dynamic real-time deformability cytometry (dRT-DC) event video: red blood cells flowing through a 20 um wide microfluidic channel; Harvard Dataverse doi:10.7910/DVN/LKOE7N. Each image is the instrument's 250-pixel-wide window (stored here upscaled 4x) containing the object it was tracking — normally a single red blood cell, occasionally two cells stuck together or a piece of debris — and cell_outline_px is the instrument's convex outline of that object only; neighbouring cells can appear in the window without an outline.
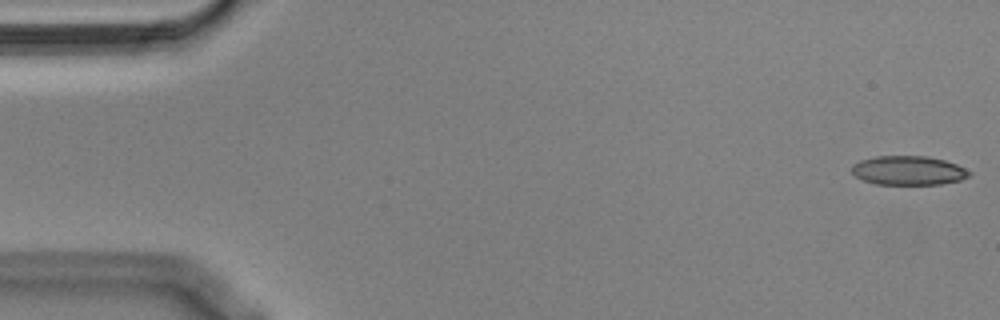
{"species": "Egyptian fruit bat (a non-hibernating species)", "species_latin": "Rousettus aegyptiacus", "temperature_condition": "cold", "stored_images_in_passage": 54, "camera_frame_rate_fps": 3000, "um_per_image_px": 0.085, "animal": {"sex": "male"}, "frame": {"image": 1, "passage_image": 1, "time_ms": 0.0, "image_size_px": [1000, 320], "cell_outline_px": [[972, 176], [960, 180], [940, 184], [876, 184], [864, 180], [856, 176], [852, 172], [852, 164], [860, 160], [876, 156], [928, 156], [944, 160], [956, 164], [972, 172]], "centroid_in_image_um": [77.23, 14.48], "position_along_channel_um": 7.8, "area_um2": 19.94}}
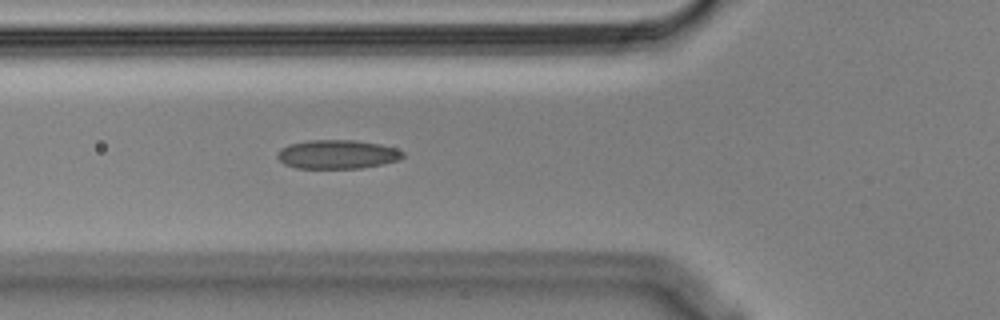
{"frame": {"image": 2, "passage_image": 19, "time_ms": 6.0, "image_size_px": [1000, 320], "cell_outline_px": [[404, 156], [400, 160], [360, 168], [296, 168], [284, 164], [276, 156], [280, 148], [288, 144], [308, 140], [356, 140], [380, 144], [396, 148], [404, 152]], "centroid_in_image_um": [28.66, 13.11], "position_along_channel_um": 97.1, "area_um2": 21.21}}
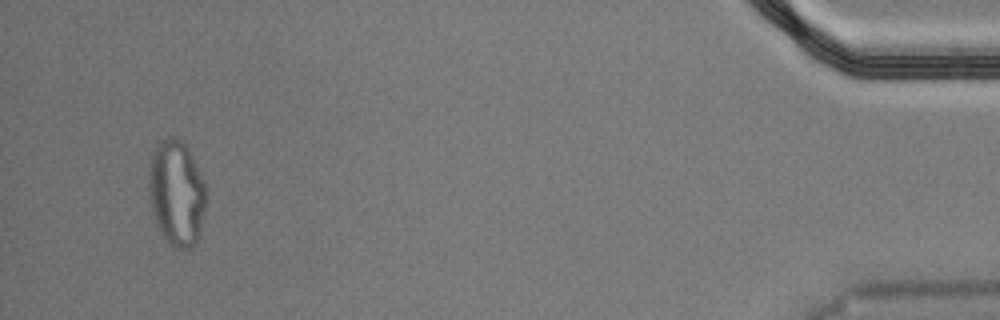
{"frame": {"image": 3, "passage_image": 52, "time_ms": 17.0, "image_size_px": [1000, 320], "cell_outline_px": [[208, 196], [200, 232], [196, 240], [188, 248], [172, 248], [160, 232], [152, 212], [148, 196], [148, 180], [152, 156], [156, 144], [160, 140], [168, 136], [176, 136], [184, 140], [204, 180], [208, 192]], "centroid_in_image_um": [15.01, 16.37], "position_along_channel_um": 420.2, "area_um2": 35.89}, "authors_computed_cell_mechanics": {"area_um2": 21.1837, "velocity_mm_per_s": 3.6452, "shape_relaxation_time_tau1_ms": null, "shape_relaxation_time_tau2_ms": 3.6618, "deformation_change_tau1": null, "deformation_change_tau2": 0.115}}